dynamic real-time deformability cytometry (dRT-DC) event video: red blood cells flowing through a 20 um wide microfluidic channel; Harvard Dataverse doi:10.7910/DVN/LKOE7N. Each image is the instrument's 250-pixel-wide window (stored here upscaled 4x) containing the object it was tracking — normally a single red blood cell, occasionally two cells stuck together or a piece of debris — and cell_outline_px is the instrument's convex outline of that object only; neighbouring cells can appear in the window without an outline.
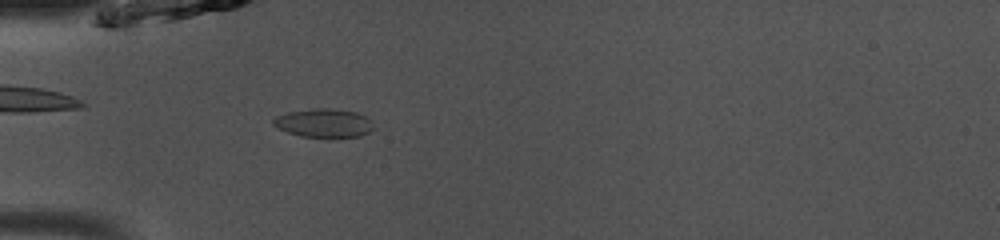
{"species": "common noctule bat (a hibernating species)", "species_latin": "Nyctalus noctula", "temperature_condition": "room temperature", "stored_images_in_passage": 23, "camera_frame_rate_fps": 3000, "um_per_image_px": 0.085, "animal": {"sex": "male", "body_mass_g": 13.0, "forearm_length_mm": 53.1}, "frame": {"image": 1, "passage_image": 1, "time_ms": 0.0, "image_size_px": [1000, 240], "cell_outline_px": [[376, 128], [360, 136], [300, 136], [288, 132], [272, 124], [272, 120], [276, 116], [288, 112], [316, 108], [332, 108], [356, 112], [372, 120]], "centroid_in_image_um": [27.56, 10.44], "position_along_channel_um": 57.4, "area_um2": 16.53}}